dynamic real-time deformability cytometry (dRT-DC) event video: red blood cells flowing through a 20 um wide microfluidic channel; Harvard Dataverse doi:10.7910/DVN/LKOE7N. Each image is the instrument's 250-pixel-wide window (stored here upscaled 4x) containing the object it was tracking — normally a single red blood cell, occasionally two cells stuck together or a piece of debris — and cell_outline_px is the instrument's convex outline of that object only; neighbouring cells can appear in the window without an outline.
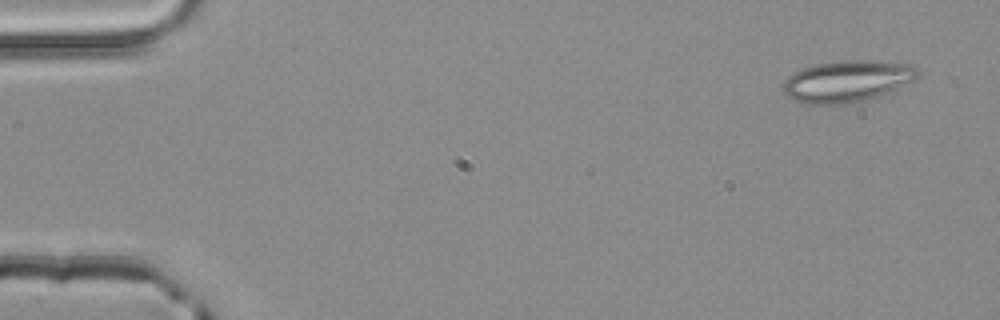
{"species": "common noctule bat (a hibernating species)", "species_latin": "Nyctalus noctula", "temperature_condition": "room temperature", "stored_images_in_passage": 5, "segment_of_instrument_passage": [1, 2], "camera_frame_rate_fps": 3000, "um_per_image_px": 0.085, "animal": {"sex": "male", "body_mass_g": 20.4}, "frame": {"image": 1, "passage_image": 1, "time_ms": 0.0, "image_size_px": [1000, 320], "cell_outline_px": [[920, 72], [912, 80], [876, 96], [864, 100], [840, 104], [804, 104], [788, 96], [784, 92], [784, 80], [792, 72], [800, 68], [816, 64], [844, 60], [872, 60], [908, 64], [916, 68]], "centroid_in_image_um": [71.93, 6.88], "position_along_channel_um": 13.1, "area_um2": 32.08}}